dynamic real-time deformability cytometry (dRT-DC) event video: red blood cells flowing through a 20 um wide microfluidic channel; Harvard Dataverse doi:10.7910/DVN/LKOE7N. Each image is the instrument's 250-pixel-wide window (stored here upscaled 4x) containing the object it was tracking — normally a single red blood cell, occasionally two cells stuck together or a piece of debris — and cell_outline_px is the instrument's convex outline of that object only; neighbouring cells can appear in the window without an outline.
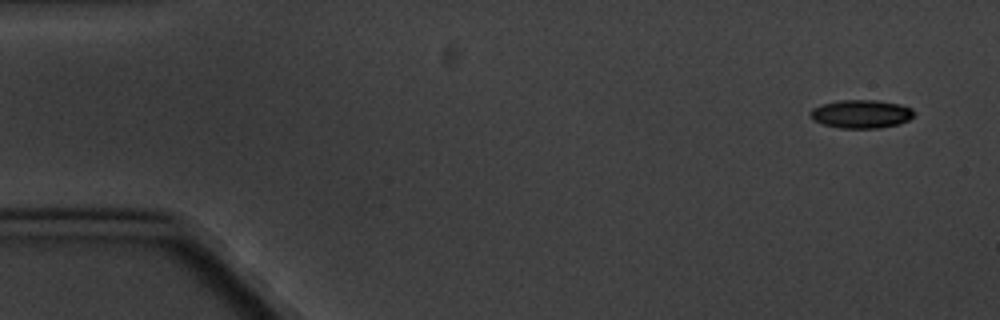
{"species": "common noctule bat (a hibernating species)", "species_latin": "Nyctalus noctula", "temperature_condition": "cold", "stored_images_in_passage": 6, "segment_of_instrument_passage": [1, 2], "camera_frame_rate_fps": 3000, "um_per_image_px": 0.085, "animal": {"sex": "male", "body_mass_g": 20.1, "forearm_length_mm": 53.5}, "frame": {"image": 1, "passage_image": 1, "time_ms": 0.0, "image_size_px": [1000, 320], "cell_outline_px": [[912, 116], [908, 120], [896, 124], [880, 128], [840, 128], [824, 124], [812, 120], [808, 112], [812, 108], [820, 104], [840, 100], [876, 100], [900, 104], [912, 108]], "centroid_in_image_um": [73.14, 9.68], "position_along_channel_um": 11.9, "area_um2": 17.11}}
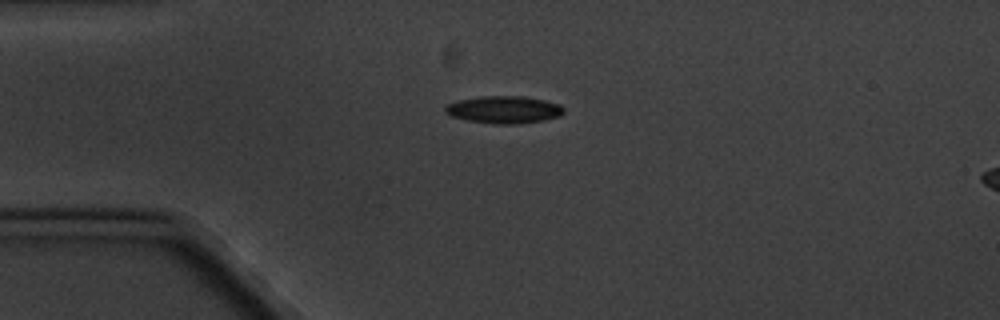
{"frame": {"image": 2, "passage_image": 4, "time_ms": 3.667, "image_size_px": [1000, 320], "cell_outline_px": [[564, 112], [560, 116], [544, 120], [520, 124], [496, 124], [468, 120], [452, 116], [444, 112], [444, 108], [448, 104], [460, 100], [480, 96], [524, 96], [544, 100], [560, 104], [564, 108]], "centroid_in_image_um": [42.87, 9.32], "position_along_channel_um": 42.1, "area_um2": 18.9}}